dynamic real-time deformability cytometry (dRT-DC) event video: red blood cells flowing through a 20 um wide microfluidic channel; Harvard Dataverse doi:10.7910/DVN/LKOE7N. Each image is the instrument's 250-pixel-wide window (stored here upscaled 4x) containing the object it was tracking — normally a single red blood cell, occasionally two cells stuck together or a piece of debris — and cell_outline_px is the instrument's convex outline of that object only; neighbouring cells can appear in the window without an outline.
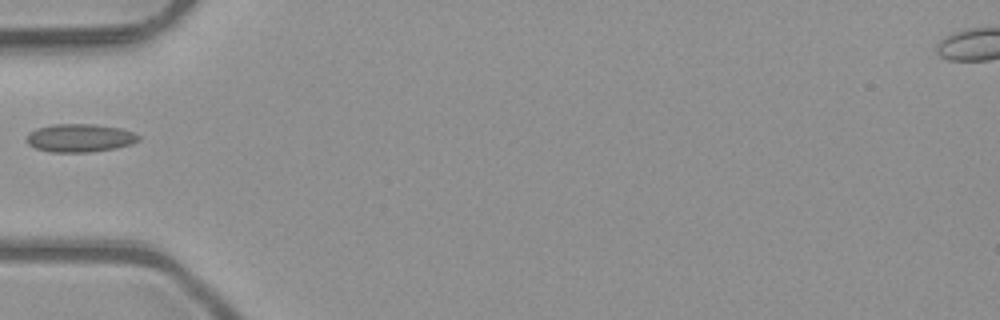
{"species": "common noctule bat (a hibernating species)", "species_latin": "Nyctalus noctula", "temperature_condition": "room temperature", "stored_images_in_passage": 6, "camera_frame_rate_fps": 3000, "um_per_image_px": 0.085, "animal": {"sex": "male", "body_mass_g": 23.1, "forearm_length_mm": 52.7}, "frame": {"image": 1, "passage_image": 5, "time_ms": 1.333, "image_size_px": [1000, 320], "cell_outline_px": [[140, 140], [132, 144], [116, 148], [88, 152], [52, 152], [36, 148], [28, 144], [28, 136], [36, 128], [52, 124], [92, 124], [120, 128], [132, 132], [140, 136]], "centroid_in_image_um": [6.82, 11.72], "position_along_channel_um": 78.2, "area_um2": 18.21}}
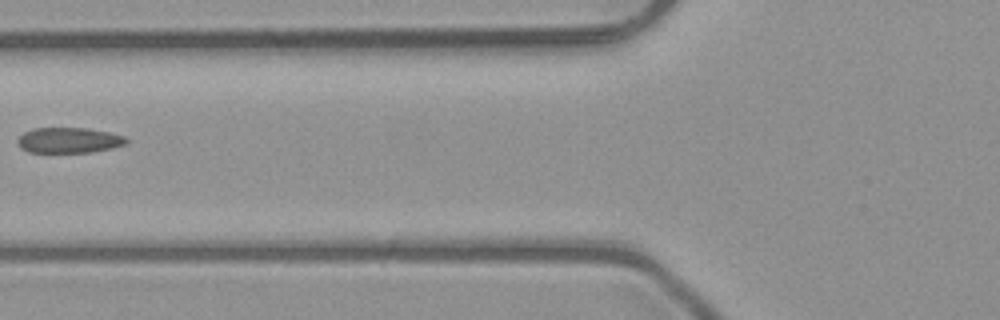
{"frame": {"image": 2, "passage_image": 6, "time_ms": 1.667, "image_size_px": [1000, 320], "cell_outline_px": [[128, 144], [112, 148], [92, 152], [28, 152], [20, 148], [16, 140], [24, 132], [32, 128], [88, 128], [108, 132], [124, 136], [128, 140]], "centroid_in_image_um": [5.85, 11.92], "position_along_channel_um": 119.9, "area_um2": 16.24}}